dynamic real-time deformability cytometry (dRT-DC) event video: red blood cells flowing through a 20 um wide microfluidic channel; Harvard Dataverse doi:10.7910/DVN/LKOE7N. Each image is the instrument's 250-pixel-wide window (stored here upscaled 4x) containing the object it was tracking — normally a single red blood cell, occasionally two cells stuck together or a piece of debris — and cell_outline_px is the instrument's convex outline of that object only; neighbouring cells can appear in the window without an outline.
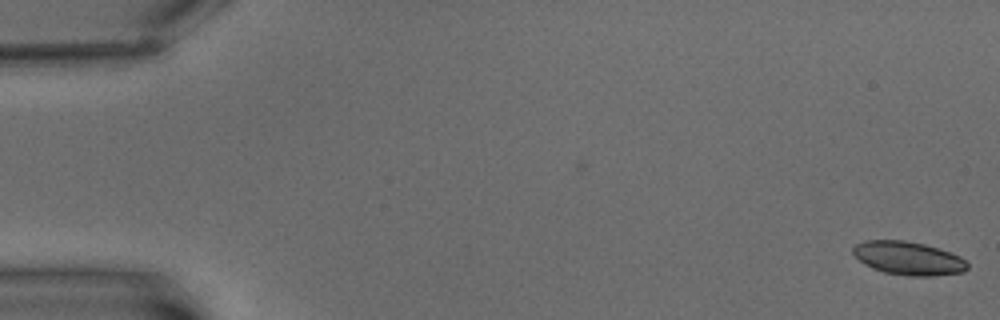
{"species": "common noctule bat (a hibernating species)", "species_latin": "Nyctalus noctula", "temperature_condition": "warm", "stored_images_in_passage": 3, "camera_frame_rate_fps": 3000, "um_per_image_px": 0.085, "animal": {"sex": "male", "body_mass_g": 15.6}, "frame": {"image": 1, "passage_image": 3, "time_ms": 2.0, "image_size_px": [1000, 320], "cell_outline_px": [[968, 268], [964, 272], [932, 276], [908, 276], [884, 272], [872, 268], [864, 264], [852, 252], [852, 248], [856, 244], [864, 240], [904, 240], [924, 244], [960, 256], [968, 264]], "centroid_in_image_um": [77.19, 21.95], "position_along_channel_um": 7.8, "area_um2": 22.2}}